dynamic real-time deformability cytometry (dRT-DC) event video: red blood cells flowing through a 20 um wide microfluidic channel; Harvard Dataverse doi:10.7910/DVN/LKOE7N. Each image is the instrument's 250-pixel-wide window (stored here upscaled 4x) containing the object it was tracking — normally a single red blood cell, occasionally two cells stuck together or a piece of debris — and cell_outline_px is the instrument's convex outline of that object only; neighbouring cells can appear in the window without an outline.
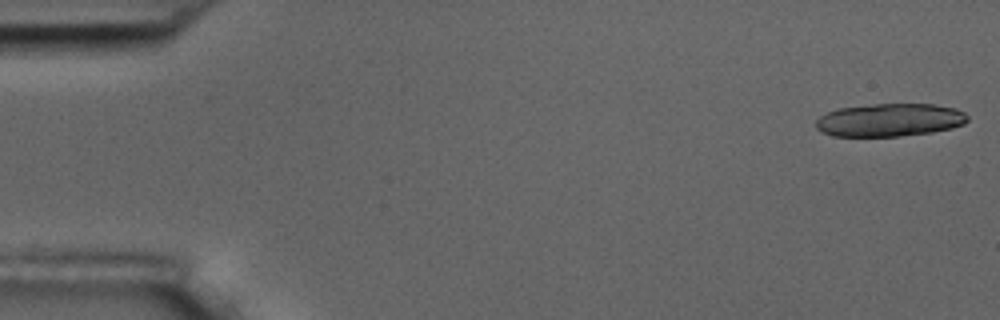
{"species": "common noctule bat (a hibernating species)", "species_latin": "Nyctalus noctula", "temperature_condition": "room temperature", "stored_images_in_passage": 10, "camera_frame_rate_fps": 3000, "um_per_image_px": 0.085, "animal": {"sex": "male", "body_mass_g": 17.5, "forearm_length_mm": 52.3}, "frame": {"image": 1, "passage_image": 1, "time_ms": 0.0, "image_size_px": [1000, 320], "cell_outline_px": [[968, 120], [964, 124], [952, 128], [932, 132], [900, 136], [832, 136], [820, 132], [816, 128], [816, 120], [820, 116], [836, 108], [872, 104], [932, 104], [956, 108], [964, 112], [968, 116]], "centroid_in_image_um": [75.61, 10.2], "position_along_channel_um": 9.4, "area_um2": 29.36}}
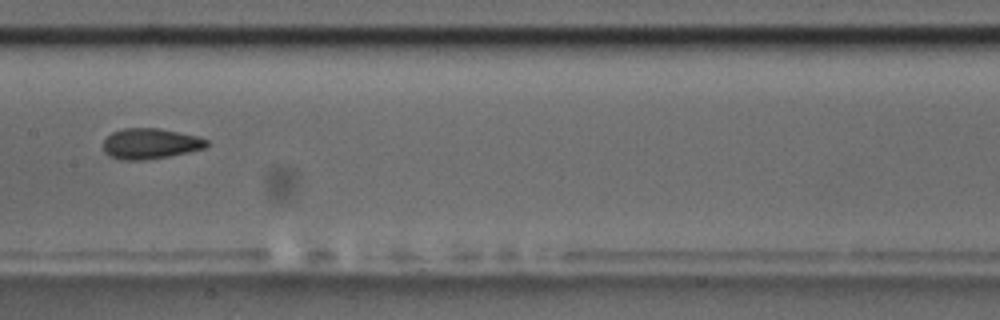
{"frame": {"image": 2, "passage_image": 8, "time_ms": 9.0, "image_size_px": [1000, 320], "cell_outline_px": [[208, 144], [204, 148], [188, 152], [168, 156], [144, 160], [120, 160], [108, 156], [104, 152], [104, 140], [112, 132], [124, 128], [160, 128], [196, 136], [208, 140]], "centroid_in_image_um": [12.74, 12.21], "position_along_channel_um": 194.7, "area_um2": 18.38}}
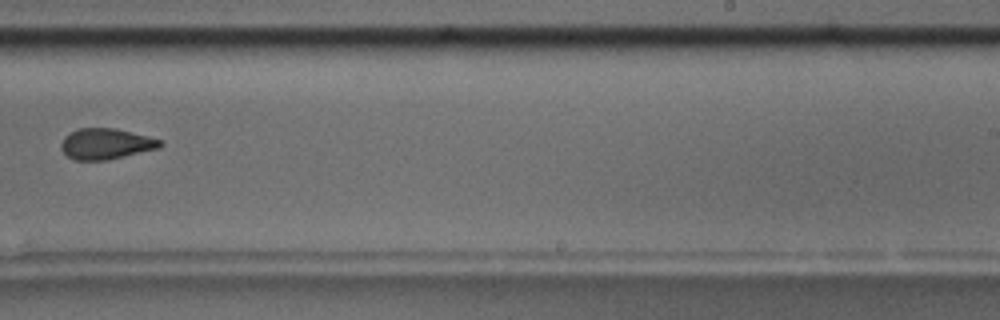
{"frame": {"image": 3, "passage_image": 10, "time_ms": 11.333, "image_size_px": [1000, 320], "cell_outline_px": [[164, 144], [160, 148], [108, 160], [76, 160], [68, 156], [60, 148], [60, 144], [64, 136], [76, 128], [116, 128], [164, 140]], "centroid_in_image_um": [9.03, 12.22], "position_along_channel_um": 280.0, "area_um2": 18.03}}